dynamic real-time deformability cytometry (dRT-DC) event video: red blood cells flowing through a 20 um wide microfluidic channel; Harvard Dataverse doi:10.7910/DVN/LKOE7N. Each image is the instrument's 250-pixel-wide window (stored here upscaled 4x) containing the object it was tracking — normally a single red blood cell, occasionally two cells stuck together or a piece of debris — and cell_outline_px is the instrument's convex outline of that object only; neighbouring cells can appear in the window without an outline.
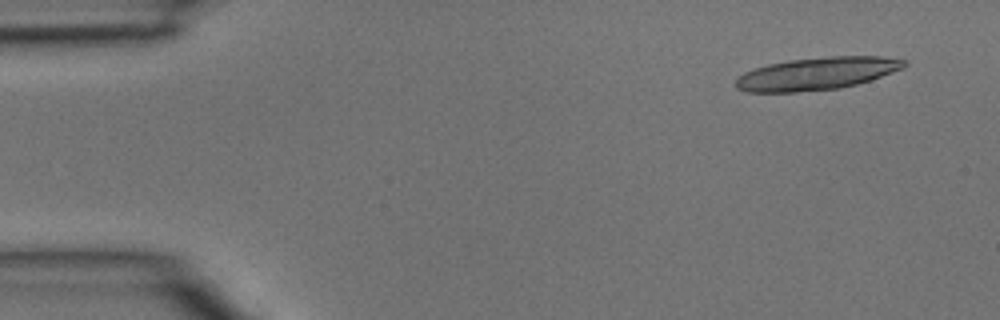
{"species": "common noctule bat (a hibernating species)", "species_latin": "Nyctalus noctula", "temperature_condition": "room temperature", "stored_images_in_passage": 6, "camera_frame_rate_fps": 3000, "um_per_image_px": 0.085, "animal": {"sex": "male", "body_mass_g": 15.6}, "frame": {"image": 1, "passage_image": 6, "time_ms": 1.667, "image_size_px": [1000, 320], "cell_outline_px": [[908, 64], [904, 68], [856, 84], [840, 88], [796, 92], [748, 92], [736, 88], [736, 80], [744, 72], [768, 64], [788, 60], [832, 56], [880, 56], [908, 60]], "centroid_in_image_um": [69.45, 6.25], "position_along_channel_um": 15.6, "area_um2": 31.79}}